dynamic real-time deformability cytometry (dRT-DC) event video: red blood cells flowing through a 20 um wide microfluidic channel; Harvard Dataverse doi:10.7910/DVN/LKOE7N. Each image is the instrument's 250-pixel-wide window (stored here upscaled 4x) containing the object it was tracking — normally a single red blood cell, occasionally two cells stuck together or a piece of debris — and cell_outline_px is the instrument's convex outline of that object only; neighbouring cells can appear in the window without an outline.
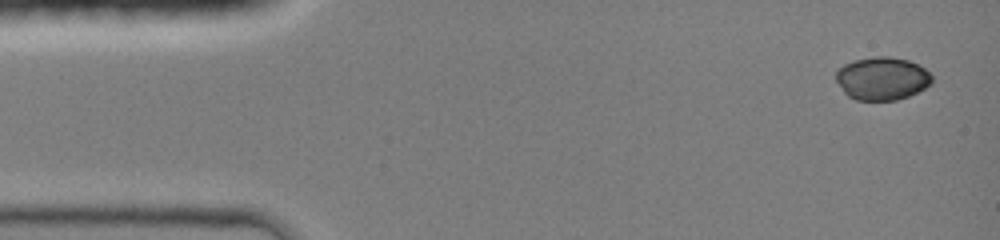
{"species": "common noctule bat (a hibernating species)", "species_latin": "Nyctalus noctula", "temperature_condition": "room temperature", "stored_images_in_passage": 18, "camera_frame_rate_fps": 3000, "um_per_image_px": 0.085, "animal": {"sex": "female", "body_mass_g": 19.0, "forearm_length_mm": 51.5}, "frame": {"image": 1, "passage_image": 1, "time_ms": 0.0, "image_size_px": [1000, 240], "cell_outline_px": [[932, 84], [908, 96], [896, 100], [856, 100], [848, 96], [844, 92], [836, 80], [836, 72], [844, 64], [852, 60], [872, 56], [888, 56], [908, 60], [924, 68], [932, 76]], "centroid_in_image_um": [74.96, 6.66], "position_along_channel_um": 10.0, "area_um2": 24.04}}
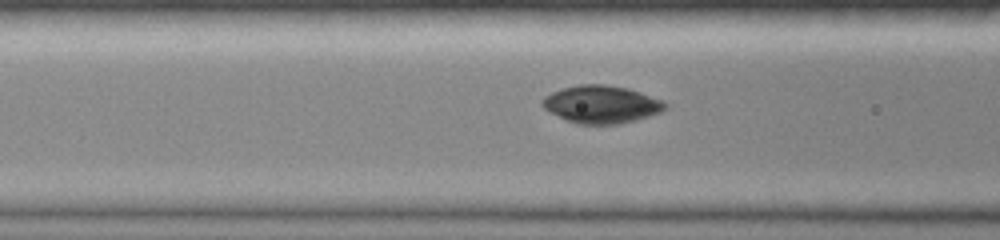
{"frame": {"image": 2, "passage_image": 11, "time_ms": 5.0, "image_size_px": [1000, 240], "cell_outline_px": [[668, 108], [660, 112], [636, 120], [620, 124], [576, 124], [548, 112], [540, 104], [540, 100], [544, 96], [552, 92], [564, 88], [580, 84], [604, 84], [628, 88], [664, 100], [668, 104]], "centroid_in_image_um": [51.11, 8.87], "position_along_channel_um": 115.5, "area_um2": 27.22}}
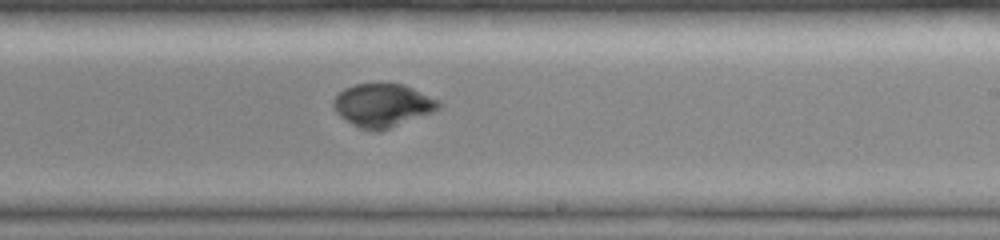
{"frame": {"image": 3, "passage_image": 18, "time_ms": 8.333, "image_size_px": [1000, 240], "cell_outline_px": [[440, 108], [432, 112], [380, 132], [372, 132], [360, 128], [352, 124], [340, 116], [336, 112], [332, 104], [332, 100], [344, 88], [356, 84], [404, 84], [440, 100]], "centroid_in_image_um": [32.52, 8.96], "position_along_channel_um": 256.5, "area_um2": 26.53}}